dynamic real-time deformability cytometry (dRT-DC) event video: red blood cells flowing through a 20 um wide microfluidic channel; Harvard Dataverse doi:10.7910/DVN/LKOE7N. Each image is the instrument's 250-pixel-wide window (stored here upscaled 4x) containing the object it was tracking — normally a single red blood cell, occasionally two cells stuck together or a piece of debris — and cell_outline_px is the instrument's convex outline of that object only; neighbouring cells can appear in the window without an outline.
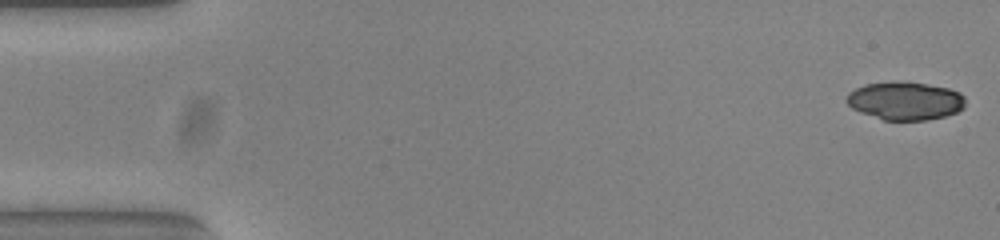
{"species": "common noctule bat (a hibernating species)", "species_latin": "Nyctalus noctula", "temperature_condition": "warm", "stored_images_in_passage": 15, "camera_frame_rate_fps": 3000, "um_per_image_px": 0.085, "animal": {"sex": "female", "body_mass_g": 23.0, "forearm_length_mm": 53.4}, "frame": {"image": 1, "passage_image": 1, "time_ms": 0.0, "image_size_px": [1000, 240], "cell_outline_px": [[964, 108], [956, 112], [944, 116], [924, 120], [884, 120], [860, 112], [852, 108], [844, 100], [848, 92], [864, 84], [900, 80], [928, 84], [948, 88], [960, 92], [964, 96]], "centroid_in_image_um": [76.91, 8.55], "position_along_channel_um": 8.1, "area_um2": 26.65}}
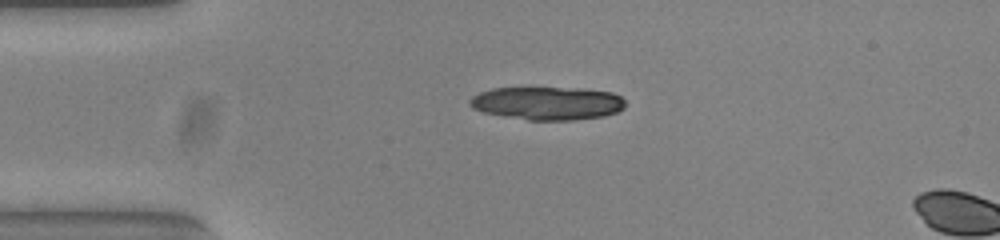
{"frame": {"image": 2, "passage_image": 12, "time_ms": 3.667, "image_size_px": [1000, 240], "cell_outline_px": [[624, 108], [616, 112], [604, 116], [572, 120], [528, 120], [484, 112], [472, 108], [468, 104], [468, 100], [472, 96], [480, 92], [492, 88], [584, 88], [612, 92], [620, 96], [624, 100]], "centroid_in_image_um": [46.52, 8.77], "position_along_channel_um": 38.5, "area_um2": 30.11}}